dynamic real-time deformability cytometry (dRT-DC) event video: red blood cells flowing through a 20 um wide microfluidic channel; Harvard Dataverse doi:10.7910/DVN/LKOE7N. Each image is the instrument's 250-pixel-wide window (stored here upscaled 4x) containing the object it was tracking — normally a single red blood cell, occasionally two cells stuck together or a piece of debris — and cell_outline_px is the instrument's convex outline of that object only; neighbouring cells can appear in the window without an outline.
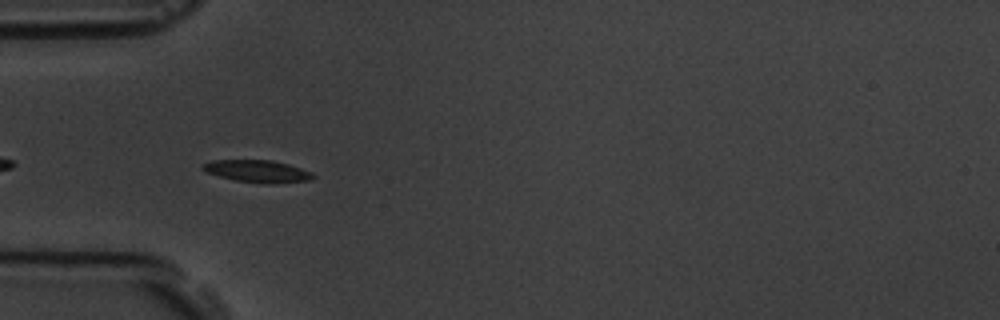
{"species": "common noctule bat (a hibernating species)", "species_latin": "Nyctalus noctula", "temperature_condition": "room temperature", "stored_images_in_passage": 43, "camera_frame_rate_fps": 3000, "um_per_image_px": 0.085, "animal": {"sex": "male", "body_mass_g": 19.5, "forearm_length_mm": 54.6}, "frame": {"image": 1, "passage_image": 4, "time_ms": 1.0, "image_size_px": [1000, 320], "cell_outline_px": [[316, 176], [312, 180], [276, 184], [268, 184], [236, 180], [220, 176], [208, 172], [200, 168], [200, 164], [212, 160], [272, 160], [288, 164], [312, 172]], "centroid_in_image_um": [21.91, 14.55], "position_along_channel_um": 63.1, "area_um2": 14.39}}
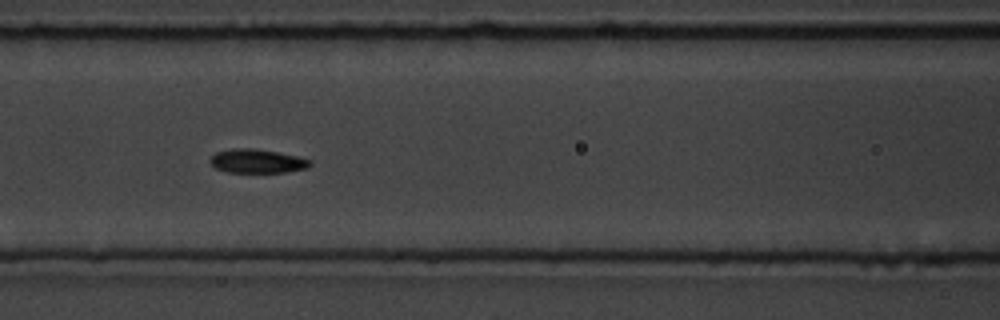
{"frame": {"image": 2, "passage_image": 11, "time_ms": 3.333, "image_size_px": [1000, 320], "cell_outline_px": [[312, 164], [308, 168], [284, 172], [228, 172], [216, 168], [208, 160], [216, 152], [232, 148], [252, 148], [276, 152], [296, 156], [312, 160]], "centroid_in_image_um": [21.86, 13.69], "position_along_channel_um": 144.7, "area_um2": 13.81}}
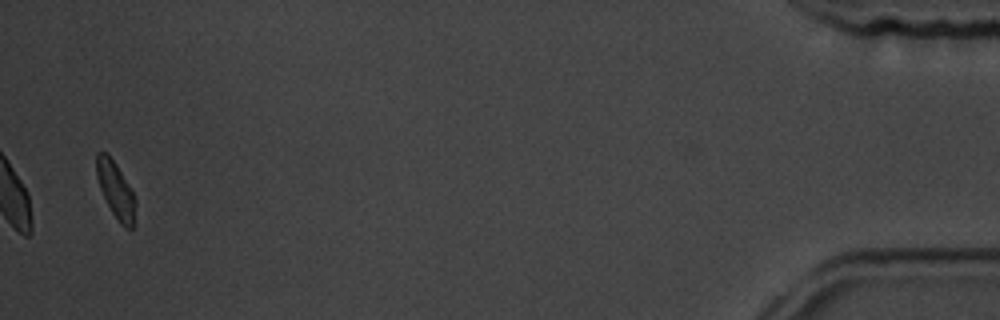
{"frame": {"image": 3, "passage_image": 42, "time_ms": 13.667, "image_size_px": [1000, 320], "cell_outline_px": [[136, 208], [132, 228], [124, 228], [120, 224], [112, 212], [100, 188], [96, 176], [96, 152], [108, 152], [116, 164], [132, 192], [136, 200]], "centroid_in_image_um": [9.82, 16.13], "position_along_channel_um": 425.4, "area_um2": 12.66}, "authors_computed_cell_mechanics": {"area_um2": 13.4674, "velocity_mm_per_s": 3.5664, "shape_relaxation_time_tau1_ms": null, "shape_relaxation_time_tau2_ms": 3.332, "deformation_change_tau1": null, "deformation_change_tau2": 0.076}}